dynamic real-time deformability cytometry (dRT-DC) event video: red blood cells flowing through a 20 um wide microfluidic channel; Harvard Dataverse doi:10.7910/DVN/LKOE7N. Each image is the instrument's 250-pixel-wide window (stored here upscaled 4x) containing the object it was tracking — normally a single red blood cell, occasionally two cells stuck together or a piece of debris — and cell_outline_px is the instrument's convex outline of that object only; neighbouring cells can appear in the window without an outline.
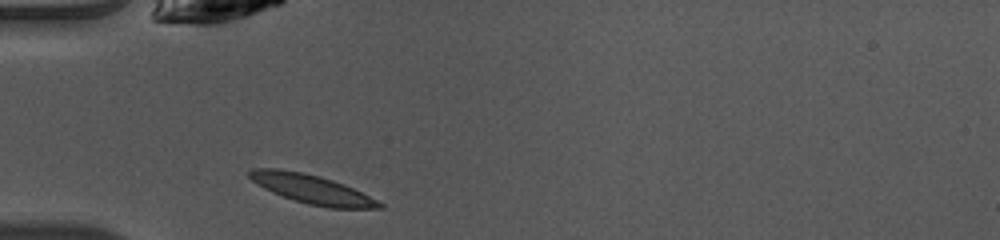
{"species": "common noctule bat (a hibernating species)", "species_latin": "Nyctalus noctula", "temperature_condition": "warm", "stored_images_in_passage": 35, "camera_frame_rate_fps": 3000, "um_per_image_px": 0.085, "animal": {"sex": "female", "body_mass_g": 10.0, "forearm_length_mm": 53.1}, "frame": {"image": 1, "passage_image": 1, "time_ms": 0.0, "image_size_px": [1000, 240], "cell_outline_px": [[384, 208], [328, 208], [308, 204], [272, 192], [256, 184], [248, 176], [248, 172], [252, 168], [280, 168], [320, 176], [344, 184], [384, 204]], "centroid_in_image_um": [26.47, 16.07], "position_along_channel_um": 58.5, "area_um2": 21.68}}
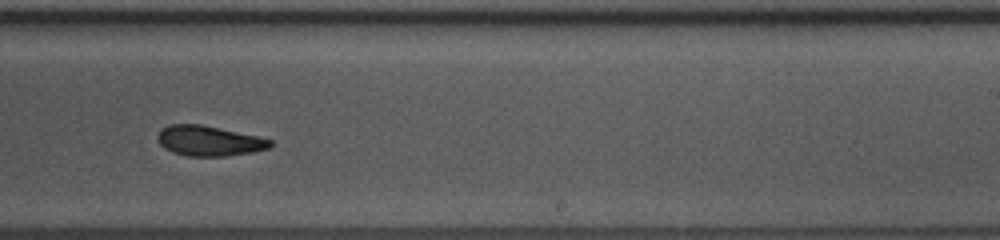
{"frame": {"image": 2, "passage_image": 17, "time_ms": 5.333, "image_size_px": [1000, 240], "cell_outline_px": [[272, 144], [268, 148], [252, 152], [224, 156], [188, 156], [172, 152], [164, 148], [160, 144], [156, 136], [160, 128], [168, 124], [200, 124], [260, 136], [272, 140]], "centroid_in_image_um": [17.73, 11.96], "position_along_channel_um": 271.3, "area_um2": 19.94}}
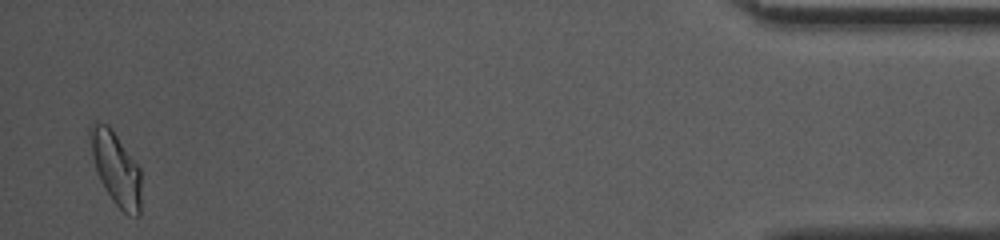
{"frame": {"image": 3, "passage_image": 34, "time_ms": 11.0, "image_size_px": [1000, 240], "cell_outline_px": [[140, 216], [128, 216], [112, 200], [100, 180], [92, 156], [88, 136], [88, 128], [96, 120], [108, 124], [140, 168]], "centroid_in_image_um": [9.83, 14.29], "position_along_channel_um": 425.4, "area_um2": 21.68}, "authors_computed_cell_mechanics": {"area_um2": 20.5768, "velocity_mm_per_s": 4.0783, "shape_relaxation_time_tau1_ms": 5.5019, "shape_relaxation_time_tau2_ms": 2.8159, "deformation_change_tau1": 0.1482, "deformation_change_tau2": 0.0938}}